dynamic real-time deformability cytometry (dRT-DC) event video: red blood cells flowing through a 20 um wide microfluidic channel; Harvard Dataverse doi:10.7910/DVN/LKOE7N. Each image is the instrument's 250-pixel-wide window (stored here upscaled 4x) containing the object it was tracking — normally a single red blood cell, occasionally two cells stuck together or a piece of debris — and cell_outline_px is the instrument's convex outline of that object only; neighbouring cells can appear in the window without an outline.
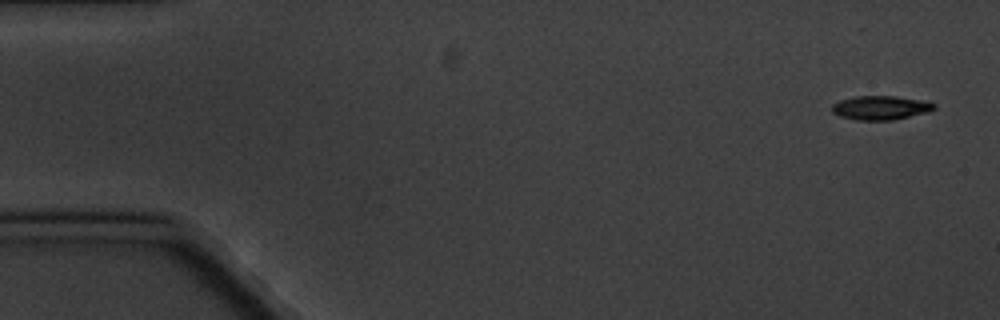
{"species": "common noctule bat (a hibernating species)", "species_latin": "Nyctalus noctula", "temperature_condition": "cold", "stored_images_in_passage": 12, "camera_frame_rate_fps": 3000, "um_per_image_px": 0.085, "animal": {"sex": "male", "body_mass_g": 20.1, "forearm_length_mm": 53.5}, "frame": {"image": 1, "passage_image": 1, "time_ms": 0.0, "image_size_px": [1000, 320], "cell_outline_px": [[936, 108], [928, 112], [892, 120], [856, 120], [840, 116], [832, 112], [832, 104], [840, 100], [856, 96], [892, 96], [916, 100], [936, 104]], "centroid_in_image_um": [74.8, 9.17], "position_along_channel_um": 10.2, "area_um2": 14.05}}
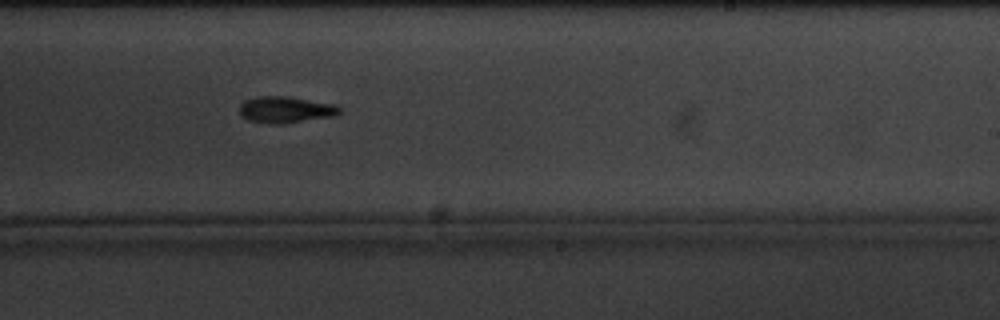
{"frame": {"image": 2, "passage_image": 10, "time_ms": 11.333, "image_size_px": [1000, 320], "cell_outline_px": [[340, 112], [336, 116], [300, 120], [248, 120], [240, 112], [240, 104], [244, 100], [256, 96], [284, 96], [336, 104], [340, 108]], "centroid_in_image_um": [24.31, 9.24], "position_along_channel_um": 264.7, "area_um2": 14.28}}